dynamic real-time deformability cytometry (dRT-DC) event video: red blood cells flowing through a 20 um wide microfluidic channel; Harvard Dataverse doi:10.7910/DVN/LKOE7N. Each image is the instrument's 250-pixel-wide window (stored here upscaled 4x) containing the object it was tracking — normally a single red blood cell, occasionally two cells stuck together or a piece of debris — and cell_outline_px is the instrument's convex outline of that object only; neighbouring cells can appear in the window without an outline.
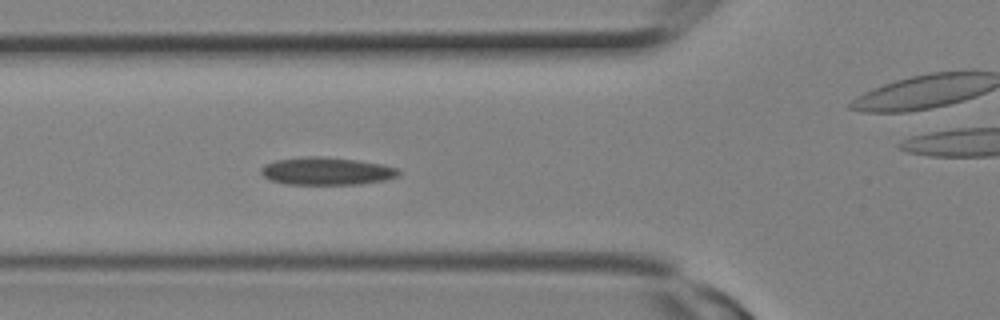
{"species": "Egyptian fruit bat (a non-hibernating species)", "species_latin": "Rousettus aegyptiacus", "temperature_condition": "room temperature", "stored_images_in_passage": 10, "camera_frame_rate_fps": 3000, "um_per_image_px": 0.085, "animal": {"sex": "female"}, "frame": {"image": 1, "passage_image": 9, "time_ms": 2.667, "image_size_px": [1000, 320], "cell_outline_px": [[400, 176], [384, 180], [360, 184], [284, 184], [272, 180], [264, 176], [260, 172], [260, 168], [264, 164], [276, 160], [304, 156], [324, 156], [356, 160], [380, 164], [400, 168]], "centroid_in_image_um": [27.76, 14.54], "position_along_channel_um": 98.0, "area_um2": 22.31}}